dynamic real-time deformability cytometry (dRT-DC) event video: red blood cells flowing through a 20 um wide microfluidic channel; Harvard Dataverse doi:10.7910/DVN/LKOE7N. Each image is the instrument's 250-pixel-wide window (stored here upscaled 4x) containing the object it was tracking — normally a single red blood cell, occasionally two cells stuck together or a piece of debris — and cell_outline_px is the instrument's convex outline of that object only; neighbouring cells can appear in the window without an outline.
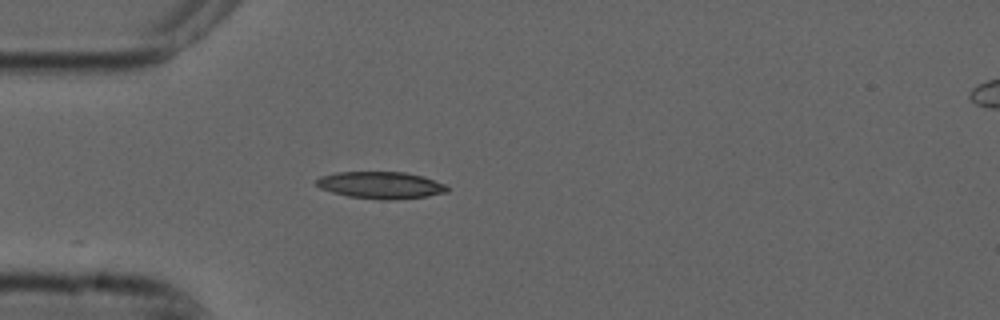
{"species": "common noctule bat (a hibernating species)", "species_latin": "Nyctalus noctula", "temperature_condition": "cold", "stored_images_in_passage": 5, "camera_frame_rate_fps": 3000, "um_per_image_px": 0.085, "animal": {"sex": "male", "forearm_length_mm": 52.5}, "frame": {"image": 1, "passage_image": 1, "time_ms": 0.0, "image_size_px": [1000, 320], "cell_outline_px": [[448, 192], [428, 196], [392, 200], [380, 200], [348, 196], [332, 192], [320, 188], [316, 184], [316, 180], [320, 176], [336, 172], [404, 172], [424, 176], [444, 184], [448, 188]], "centroid_in_image_um": [32.36, 15.74], "position_along_channel_um": 52.6, "area_um2": 20.63}}
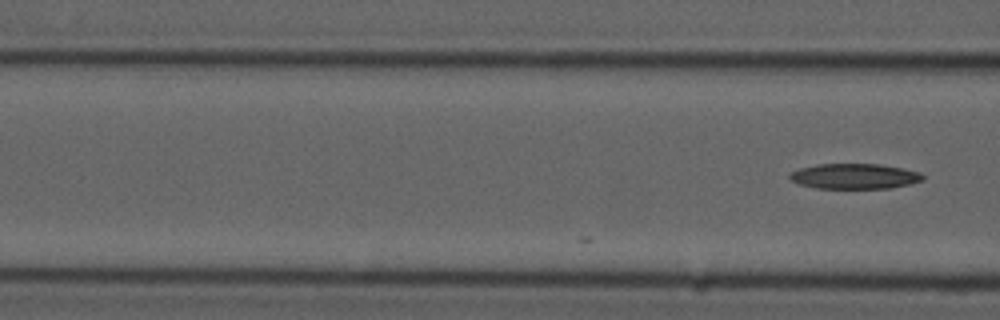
{"frame": {"image": 2, "passage_image": 5, "time_ms": 1.333, "image_size_px": [1000, 320], "cell_outline_px": [[924, 180], [892, 188], [816, 188], [800, 184], [792, 180], [788, 176], [792, 172], [800, 168], [816, 164], [880, 164], [904, 168], [920, 172], [924, 176]], "centroid_in_image_um": [72.67, 14.97], "position_along_channel_um": 93.9, "area_um2": 19.59}}